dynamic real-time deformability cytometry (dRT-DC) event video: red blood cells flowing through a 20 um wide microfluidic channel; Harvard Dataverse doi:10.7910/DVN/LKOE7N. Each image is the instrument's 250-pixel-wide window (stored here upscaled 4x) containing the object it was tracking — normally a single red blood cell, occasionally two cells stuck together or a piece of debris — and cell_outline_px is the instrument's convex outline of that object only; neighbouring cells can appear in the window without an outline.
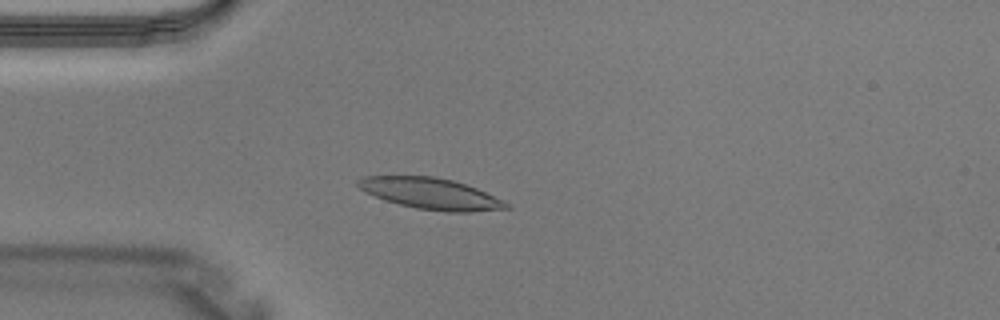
{"species": "Egyptian fruit bat (a non-hibernating species)", "species_latin": "Rousettus aegyptiacus", "temperature_condition": "warm", "stored_images_in_passage": 3, "camera_frame_rate_fps": 3000, "um_per_image_px": 0.085, "animal": {"sex": "male"}, "frame": {"image": 1, "passage_image": 3, "time_ms": 0.667, "image_size_px": [1000, 320], "cell_outline_px": [[512, 208], [472, 212], [448, 212], [416, 208], [384, 200], [360, 188], [356, 184], [356, 180], [360, 176], [432, 176], [452, 180], [476, 188], [504, 200]], "centroid_in_image_um": [36.62, 16.46], "position_along_channel_um": 48.4, "area_um2": 26.82}}